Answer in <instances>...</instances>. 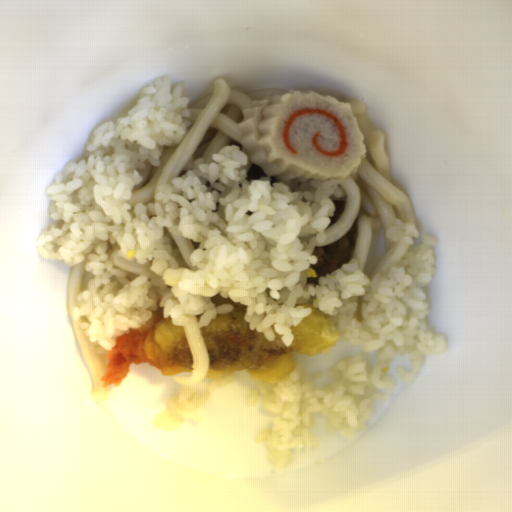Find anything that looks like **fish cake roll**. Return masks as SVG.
Instances as JSON below:
<instances>
[{
	"label": "fish cake roll",
	"mask_w": 512,
	"mask_h": 512,
	"mask_svg": "<svg viewBox=\"0 0 512 512\" xmlns=\"http://www.w3.org/2000/svg\"><path fill=\"white\" fill-rule=\"evenodd\" d=\"M242 114L241 141L265 176L345 180L367 156L351 104L312 89L254 100Z\"/></svg>",
	"instance_id": "14b837c1"
}]
</instances>
